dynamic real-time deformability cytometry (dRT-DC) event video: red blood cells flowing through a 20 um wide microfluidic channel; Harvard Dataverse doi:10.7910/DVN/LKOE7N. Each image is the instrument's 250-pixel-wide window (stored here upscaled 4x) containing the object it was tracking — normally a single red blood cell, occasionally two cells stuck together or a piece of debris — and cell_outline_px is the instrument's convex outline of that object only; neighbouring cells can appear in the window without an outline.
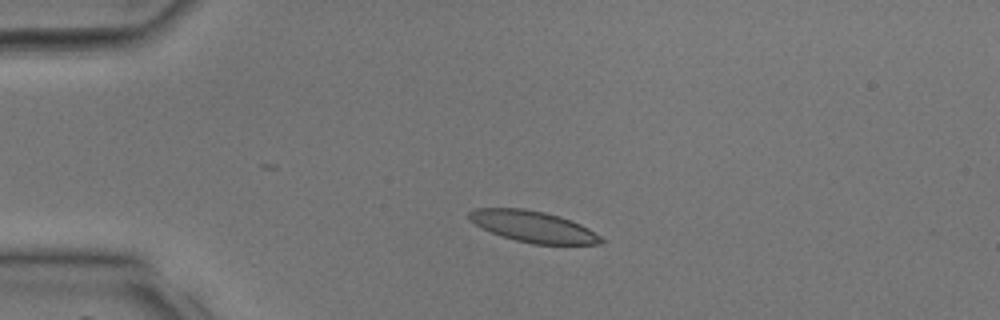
{"species": "common noctule bat (a hibernating species)", "species_latin": "Nyctalus noctula", "temperature_condition": "room temperature", "stored_images_in_passage": 31, "camera_frame_rate_fps": 3000, "um_per_image_px": 0.085, "animal": {"sex": "male", "body_mass_g": 17.9, "forearm_length_mm": 54.2}, "frame": {"image": 1, "passage_image": 6, "time_ms": 1.667, "image_size_px": [1000, 320], "cell_outline_px": [[604, 240], [600, 244], [532, 244], [516, 240], [492, 232], [468, 220], [468, 212], [476, 208], [524, 208], [544, 212], [560, 216], [580, 224], [588, 228], [600, 236]], "centroid_in_image_um": [45.31, 19.25], "position_along_channel_um": 39.7, "area_um2": 23.76}}
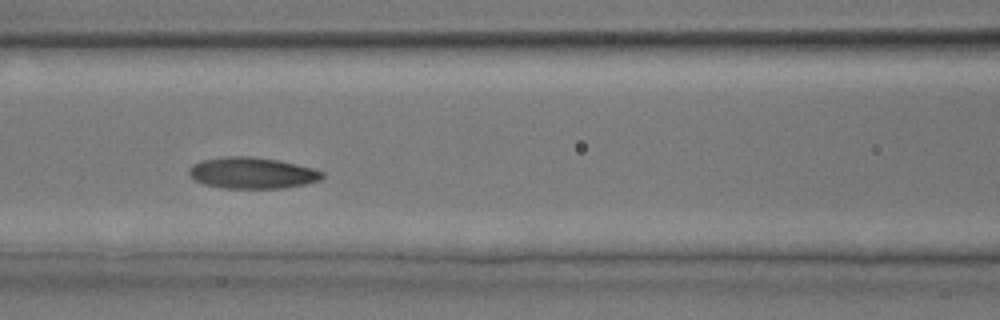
{"frame": {"image": 2, "passage_image": 14, "time_ms": 4.333, "image_size_px": [1000, 320], "cell_outline_px": [[324, 176], [320, 180], [304, 184], [284, 188], [220, 188], [204, 184], [196, 180], [188, 172], [188, 168], [192, 164], [200, 160], [228, 156], [252, 156], [276, 160], [296, 164], [312, 168], [324, 172]], "centroid_in_image_um": [21.41, 14.7], "position_along_channel_um": 145.2, "area_um2": 24.28}}
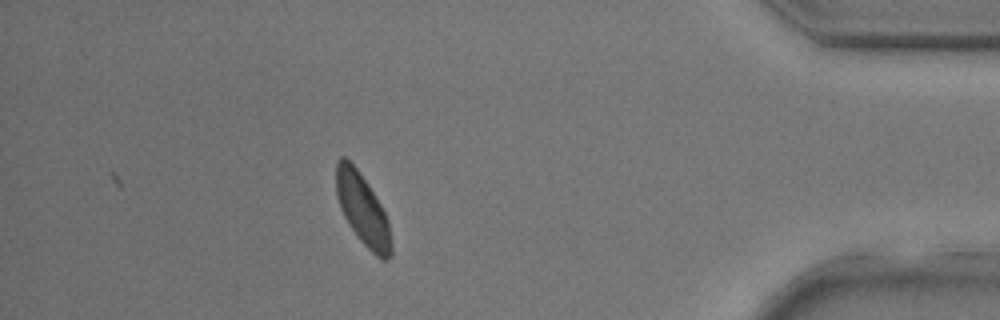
{"frame": {"image": 3, "passage_image": 31, "time_ms": 10.0, "image_size_px": [1000, 320], "cell_outline_px": [[392, 256], [388, 260], [380, 260], [360, 240], [348, 224], [340, 208], [336, 196], [336, 160], [340, 156], [344, 156], [356, 168], [368, 184], [380, 204], [388, 220], [392, 248]], "centroid_in_image_um": [30.81, 17.82], "position_along_channel_um": 404.4, "area_um2": 22.83}}